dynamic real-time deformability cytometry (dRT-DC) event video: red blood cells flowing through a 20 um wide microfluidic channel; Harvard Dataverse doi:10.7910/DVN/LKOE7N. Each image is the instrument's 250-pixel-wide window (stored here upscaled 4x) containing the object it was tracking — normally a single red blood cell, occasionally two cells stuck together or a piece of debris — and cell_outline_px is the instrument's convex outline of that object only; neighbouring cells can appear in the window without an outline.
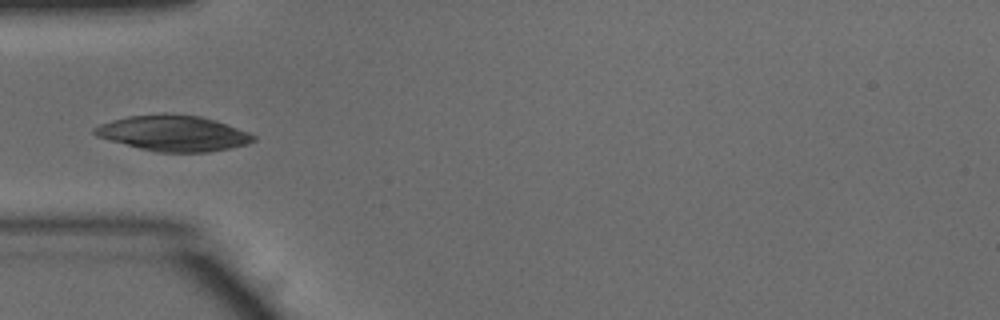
{"species": "common noctule bat (a hibernating species)", "species_latin": "Nyctalus noctula", "temperature_condition": "warm", "stored_images_in_passage": 23, "camera_frame_rate_fps": 3000, "um_per_image_px": 0.085, "animal": {"sex": "male", "body_mass_g": 15.6}, "frame": {"image": 1, "passage_image": 4, "time_ms": 1.0, "image_size_px": [1000, 320], "cell_outline_px": [[256, 140], [248, 144], [208, 152], [156, 152], [140, 148], [96, 136], [92, 132], [92, 128], [100, 124], [112, 120], [128, 116], [164, 112], [200, 116], [216, 120], [248, 132], [256, 136]], "centroid_in_image_um": [14.73, 11.31], "position_along_channel_um": 70.3, "area_um2": 33.12}}
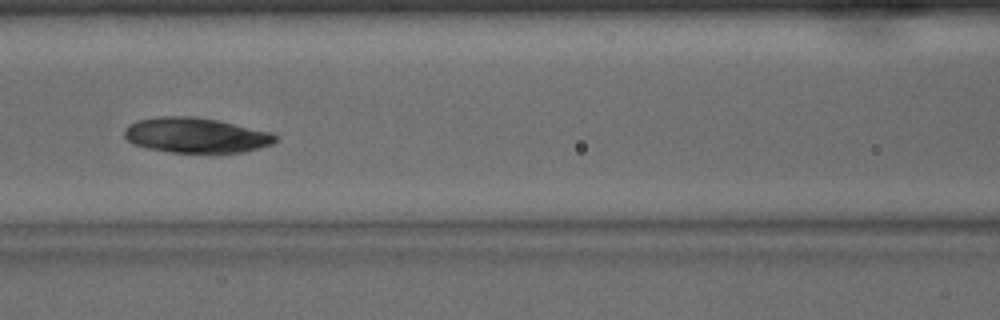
{"frame": {"image": 2, "passage_image": 10, "time_ms": 3.0, "image_size_px": [1000, 320], "cell_outline_px": [[280, 136], [272, 144], [260, 148], [244, 152], [212, 156], [172, 152], [148, 148], [132, 144], [124, 136], [124, 128], [128, 124], [136, 120], [164, 116], [192, 116], [216, 120], [272, 132]], "centroid_in_image_um": [16.69, 11.54], "position_along_channel_um": 149.9, "area_um2": 31.96}}